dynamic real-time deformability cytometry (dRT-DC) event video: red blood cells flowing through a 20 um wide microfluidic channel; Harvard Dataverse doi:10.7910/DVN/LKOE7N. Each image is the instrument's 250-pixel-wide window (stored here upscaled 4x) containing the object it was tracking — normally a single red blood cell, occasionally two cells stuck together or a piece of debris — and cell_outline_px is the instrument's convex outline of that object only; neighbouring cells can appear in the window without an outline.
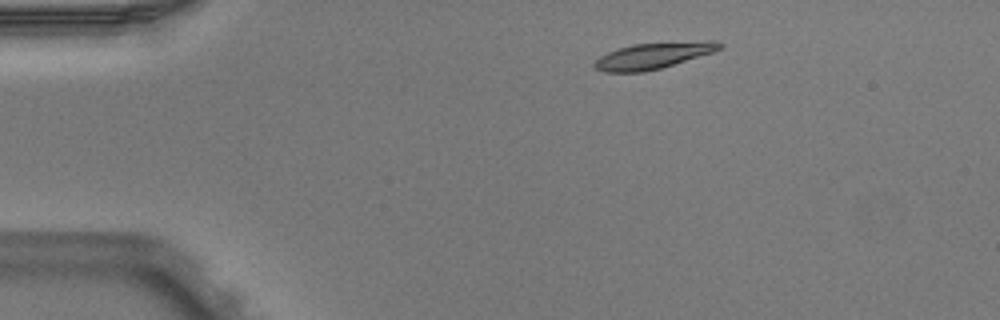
{"species": "Egyptian fruit bat (a non-hibernating species)", "species_latin": "Rousettus aegyptiacus", "temperature_condition": "warm", "stored_images_in_passage": 2, "camera_frame_rate_fps": 3000, "um_per_image_px": 0.085, "animal": {"sex": "male"}, "frame": {"image": 1, "passage_image": 1, "time_ms": 0.0, "image_size_px": [1000, 320], "cell_outline_px": [[724, 44], [720, 48], [712, 52], [660, 68], [644, 72], [604, 72], [592, 68], [592, 64], [600, 56], [608, 52], [632, 44], [708, 40], [712, 40]], "centroid_in_image_um": [55.47, 4.73], "position_along_channel_um": 29.5, "area_um2": 18.96}}